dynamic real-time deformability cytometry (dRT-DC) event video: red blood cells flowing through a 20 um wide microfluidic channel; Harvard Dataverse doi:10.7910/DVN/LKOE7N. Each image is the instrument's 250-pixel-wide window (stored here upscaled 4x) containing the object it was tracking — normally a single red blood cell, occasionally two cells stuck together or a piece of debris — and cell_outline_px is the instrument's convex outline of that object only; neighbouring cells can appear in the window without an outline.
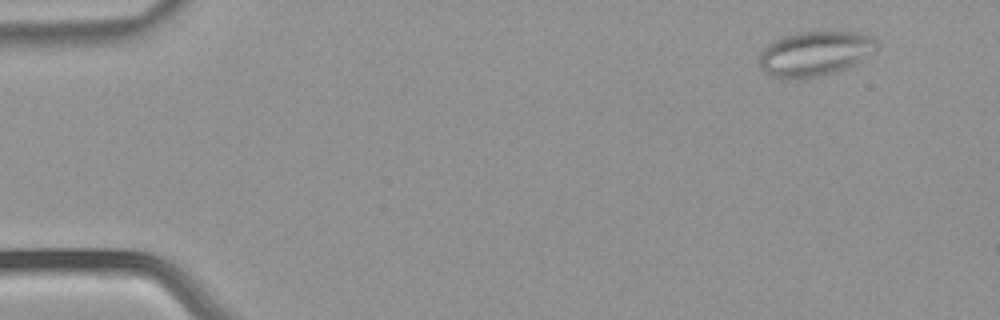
{"species": "common noctule bat (a hibernating species)", "species_latin": "Nyctalus noctula", "temperature_condition": "warm", "stored_images_in_passage": 53, "camera_frame_rate_fps": 3000, "um_per_image_px": 0.085, "animal": {"sex": "male", "body_mass_g": 21.5, "forearm_length_mm": 52.0}, "frame": {"image": 1, "passage_image": 5, "time_ms": 1.333, "image_size_px": [1000, 320], "cell_outline_px": [[876, 52], [844, 68], [820, 76], [804, 80], [784, 80], [772, 76], [764, 72], [760, 68], [760, 52], [772, 40], [796, 32], [860, 32], [872, 36], [876, 40]], "centroid_in_image_um": [69.22, 4.57], "position_along_channel_um": 15.8, "area_um2": 30.92}}
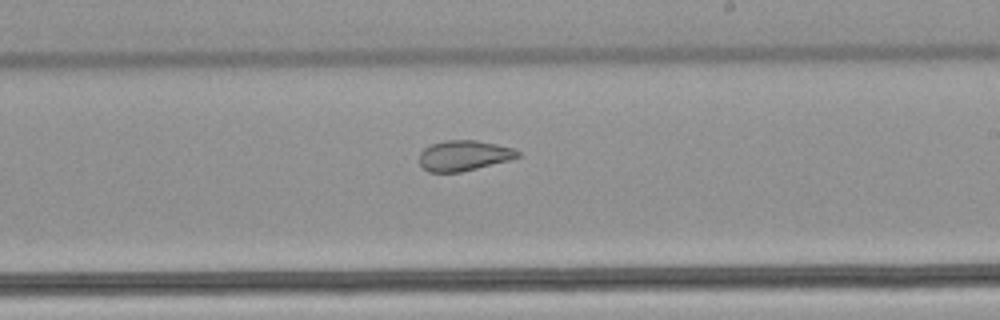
{"frame": {"image": 2, "passage_image": 32, "time_ms": 10.333, "image_size_px": [1000, 320], "cell_outline_px": [[520, 156], [508, 160], [460, 172], [428, 172], [420, 164], [420, 152], [424, 148], [432, 144], [444, 140], [476, 140], [496, 144], [512, 148], [520, 152]], "centroid_in_image_um": [39.4, 13.21], "position_along_channel_um": 249.6, "area_um2": 17.22}}
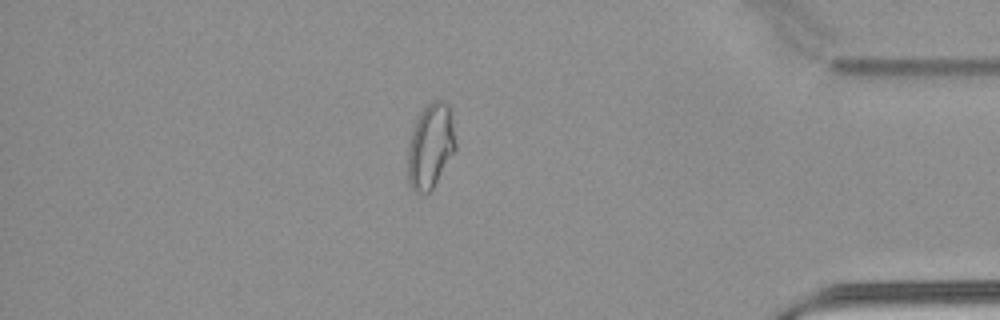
{"frame": {"image": 3, "passage_image": 46, "time_ms": 15.0, "image_size_px": [1000, 320], "cell_outline_px": [[456, 148], [432, 188], [428, 192], [416, 192], [412, 188], [408, 180], [408, 148], [412, 132], [416, 120], [424, 108], [432, 100], [444, 100], [448, 104], [452, 112], [456, 144]], "centroid_in_image_um": [36.61, 12.37], "position_along_channel_um": 398.6, "area_um2": 23.35}, "authors_computed_cell_mechanics": {"area_um2": 23.3512, "velocity_mm_per_s": 3.8966, "shape_relaxation_time_tau1_ms": null, "shape_relaxation_time_tau2_ms": 1.8262, "deformation_change_tau1": null, "deformation_change_tau2": 0.0765}}